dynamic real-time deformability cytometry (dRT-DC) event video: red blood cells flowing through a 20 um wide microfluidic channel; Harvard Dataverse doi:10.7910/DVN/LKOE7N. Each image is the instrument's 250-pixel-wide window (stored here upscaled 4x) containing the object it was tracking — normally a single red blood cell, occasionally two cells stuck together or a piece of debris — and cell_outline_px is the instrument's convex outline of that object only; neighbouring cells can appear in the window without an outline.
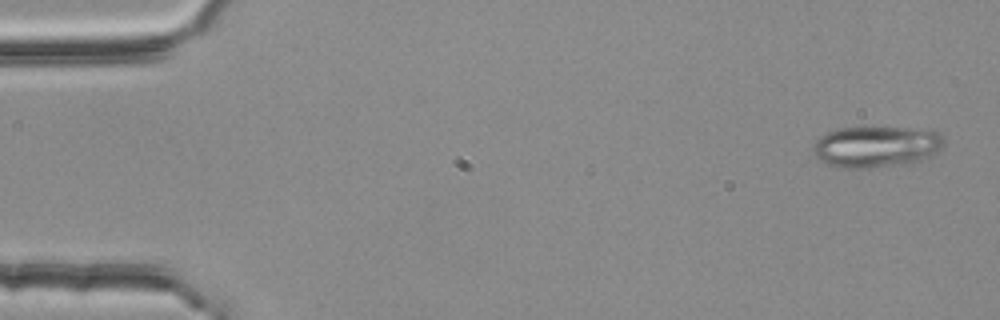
{"species": "common noctule bat (a hibernating species)", "species_latin": "Nyctalus noctula", "temperature_condition": "room temperature", "stored_images_in_passage": 5, "segment_of_instrument_passage": [1, 2], "camera_frame_rate_fps": 3000, "um_per_image_px": 0.085, "animal": {"sex": "female", "body_mass_g": 25.1}, "frame": {"image": 1, "passage_image": 1, "time_ms": 0.0, "image_size_px": [1000, 320], "cell_outline_px": [[944, 144], [936, 152], [920, 160], [900, 164], [868, 168], [840, 168], [824, 164], [816, 156], [812, 148], [812, 144], [820, 136], [836, 128], [908, 128], [940, 132], [944, 136]], "centroid_in_image_um": [74.42, 12.47], "position_along_channel_um": 10.6, "area_um2": 31.33}}